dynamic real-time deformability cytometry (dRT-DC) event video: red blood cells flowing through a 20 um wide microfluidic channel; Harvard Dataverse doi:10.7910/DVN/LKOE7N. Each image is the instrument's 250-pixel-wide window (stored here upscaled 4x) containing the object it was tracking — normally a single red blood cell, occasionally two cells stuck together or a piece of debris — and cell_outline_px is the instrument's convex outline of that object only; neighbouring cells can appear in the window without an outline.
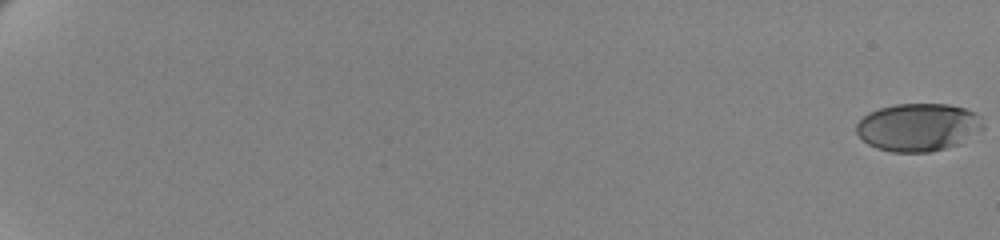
{"species": "human", "species_latin": "Homo sapiens", "temperature_condition": "cold", "stored_images_in_passage": 63, "camera_frame_rate_fps": 3000, "um_per_image_px": 0.085, "donor": {"sex": "female"}, "frame": {"image": 1, "passage_image": 1, "time_ms": 0.0, "image_size_px": [1000, 240], "cell_outline_px": [[984, 128], [960, 144], [928, 152], [892, 152], [876, 148], [868, 144], [856, 132], [856, 124], [868, 112], [880, 108], [896, 104], [948, 104], [964, 108], [976, 112], [980, 116], [984, 124]], "centroid_in_image_um": [78.06, 10.81], "position_along_channel_um": 6.9, "area_um2": 35.43}}
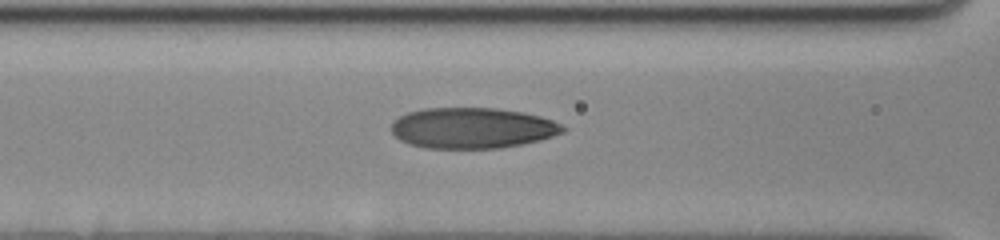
{"frame": {"image": 2, "passage_image": 32, "time_ms": 10.333, "image_size_px": [1000, 240], "cell_outline_px": [[568, 128], [564, 132], [540, 140], [500, 148], [424, 148], [408, 144], [400, 140], [392, 132], [392, 124], [400, 116], [408, 112], [424, 108], [496, 108], [524, 112], [540, 116], [552, 120]], "centroid_in_image_um": [40.16, 10.88], "position_along_channel_um": 126.4, "area_um2": 40.75}}
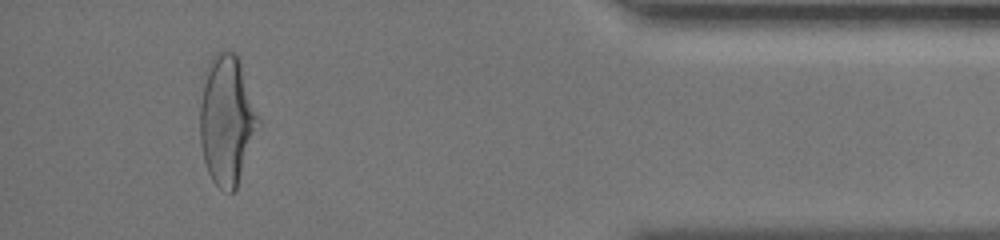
{"frame": {"image": 3, "passage_image": 60, "time_ms": 19.667, "image_size_px": [1000, 240], "cell_outline_px": [[264, 120], [236, 188], [232, 192], [228, 192], [220, 188], [212, 180], [208, 172], [204, 160], [200, 144], [200, 104], [204, 72], [212, 56], [220, 48], [236, 52], [240, 60]], "centroid_in_image_um": [19.34, 10.14], "position_along_channel_um": 415.9, "area_um2": 45.84}, "authors_computed_cell_mechanics": {"area_um2": 39.304, "velocity_mm_per_s": 3.476, "shape_relaxation_time_tau1_ms": 4.3322, "shape_relaxation_time_tau2_ms": 1.2077, "deformation_change_tau1": 0.1777, "deformation_change_tau2": 0.0834}}